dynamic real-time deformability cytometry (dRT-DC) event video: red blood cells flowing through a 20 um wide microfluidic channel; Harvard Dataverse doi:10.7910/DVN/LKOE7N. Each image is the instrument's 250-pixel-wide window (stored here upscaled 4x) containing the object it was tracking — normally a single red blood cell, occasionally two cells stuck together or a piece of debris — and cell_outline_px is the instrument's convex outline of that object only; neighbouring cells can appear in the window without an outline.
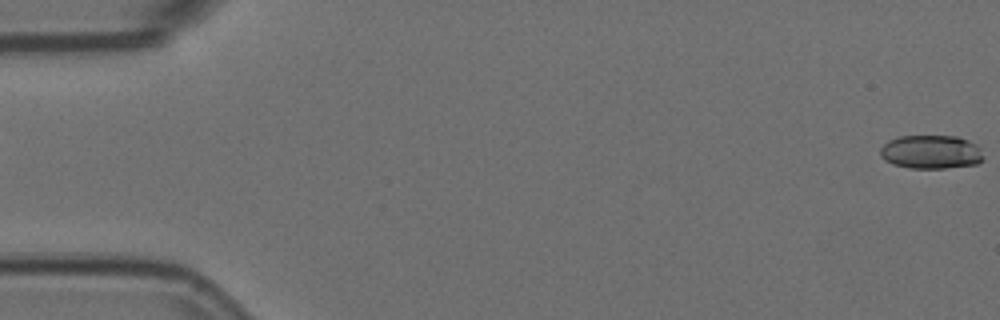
{"species": "Egyptian fruit bat (a non-hibernating species)", "species_latin": "Rousettus aegyptiacus", "temperature_condition": "room temperature", "stored_images_in_passage": 5, "segment_of_instrument_passage": [2, 2], "camera_frame_rate_fps": 3000, "um_per_image_px": 0.085, "animal": {"sex": "female"}, "frame": {"image": 1, "passage_image": 5, "time_ms": 1.333, "image_size_px": [1000, 320], "cell_outline_px": [[984, 160], [976, 164], [944, 168], [908, 168], [892, 164], [884, 160], [880, 156], [880, 148], [888, 140], [900, 136], [956, 136], [968, 140], [976, 144], [980, 148], [984, 156]], "centroid_in_image_um": [79.13, 12.92], "position_along_channel_um": 5.9, "area_um2": 20.46}}